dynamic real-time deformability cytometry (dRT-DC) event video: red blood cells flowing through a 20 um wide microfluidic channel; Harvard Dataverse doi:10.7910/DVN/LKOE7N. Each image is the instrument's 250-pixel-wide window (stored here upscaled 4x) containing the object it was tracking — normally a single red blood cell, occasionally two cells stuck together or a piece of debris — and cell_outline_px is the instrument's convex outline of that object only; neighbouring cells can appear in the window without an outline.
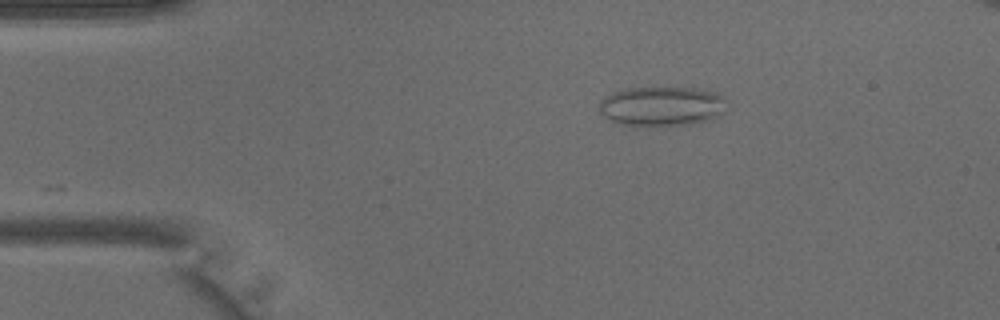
{"species": "common noctule bat (a hibernating species)", "species_latin": "Nyctalus noctula", "temperature_condition": "warm", "stored_images_in_passage": 37, "segment_of_instrument_passage": [1, 2], "camera_frame_rate_fps": 3000, "um_per_image_px": 0.085, "animal": {"sex": "male", "body_mass_g": 15.6}, "frame": {"image": 1, "passage_image": 1, "time_ms": 0.0, "image_size_px": [1000, 320], "cell_outline_px": [[728, 100], [716, 116], [708, 120], [692, 124], [636, 128], [620, 124], [604, 116], [600, 112], [600, 100], [604, 96], [612, 92], [624, 88], [692, 88], [712, 92], [724, 96]], "centroid_in_image_um": [56.18, 9.05], "position_along_channel_um": 28.8, "area_um2": 29.71}}
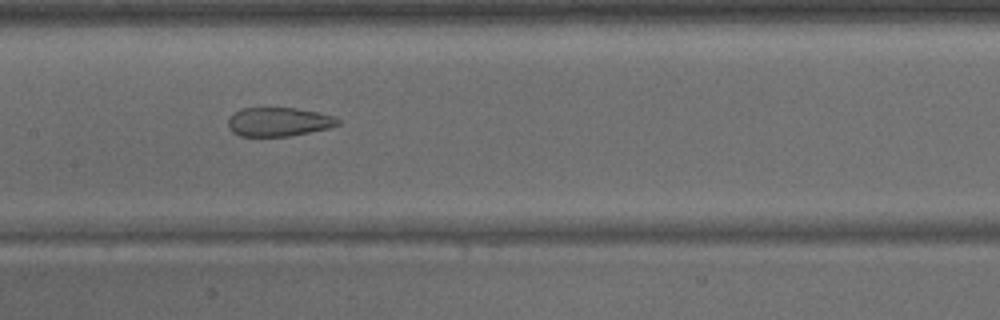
{"frame": {"image": 2, "passage_image": 14, "time_ms": 4.333, "image_size_px": [1000, 320], "cell_outline_px": [[340, 124], [328, 128], [288, 136], [240, 136], [232, 132], [228, 128], [228, 116], [232, 112], [240, 108], [296, 108], [336, 116], [340, 120]], "centroid_in_image_um": [23.64, 10.35], "position_along_channel_um": 183.8, "area_um2": 18.61}}
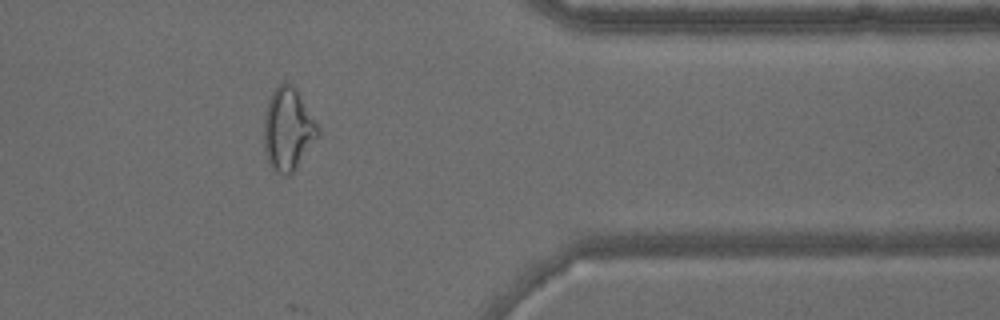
{"frame": {"image": 3, "passage_image": 28, "time_ms": 9.0, "image_size_px": [1000, 320], "cell_outline_px": [[320, 132], [292, 172], [288, 176], [284, 176], [276, 172], [272, 168], [268, 160], [264, 148], [264, 116], [268, 100], [272, 92], [284, 80], [292, 84], [296, 88], [320, 128]], "centroid_in_image_um": [24.46, 10.95], "position_along_channel_um": 386.9, "area_um2": 25.72}}